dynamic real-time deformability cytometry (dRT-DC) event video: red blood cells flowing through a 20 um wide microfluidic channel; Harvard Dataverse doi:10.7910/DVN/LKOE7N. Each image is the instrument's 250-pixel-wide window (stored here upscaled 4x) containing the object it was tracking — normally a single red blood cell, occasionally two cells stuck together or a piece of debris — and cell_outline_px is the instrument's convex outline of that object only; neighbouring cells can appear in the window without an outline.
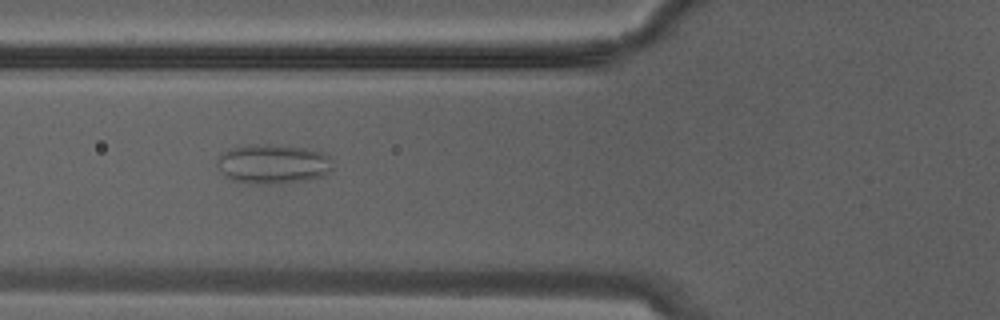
{"species": "Egyptian fruit bat (a non-hibernating species)", "species_latin": "Rousettus aegyptiacus", "temperature_condition": "warm", "stored_images_in_passage": 24, "camera_frame_rate_fps": 3000, "um_per_image_px": 0.085, "animal": {"sex": "male"}, "frame": {"image": 1, "passage_image": 4, "time_ms": 1.0, "image_size_px": [1000, 320], "cell_outline_px": [[332, 168], [328, 172], [320, 176], [308, 180], [280, 184], [252, 184], [232, 180], [216, 164], [216, 160], [224, 152], [232, 148], [252, 144], [268, 144], [304, 148], [324, 152], [332, 160]], "centroid_in_image_um": [23.23, 13.94], "position_along_channel_um": 102.6, "area_um2": 26.53}}
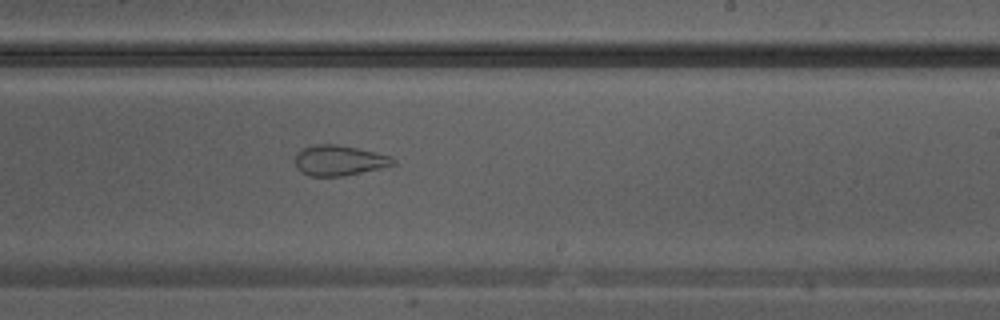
{"frame": {"image": 2, "passage_image": 11, "time_ms": 3.333, "image_size_px": [1000, 320], "cell_outline_px": [[396, 164], [380, 168], [340, 176], [308, 176], [300, 172], [296, 168], [296, 152], [304, 148], [316, 144], [336, 144], [356, 148], [388, 156], [396, 160]], "centroid_in_image_um": [28.77, 13.64], "position_along_channel_um": 260.2, "area_um2": 17.05}}
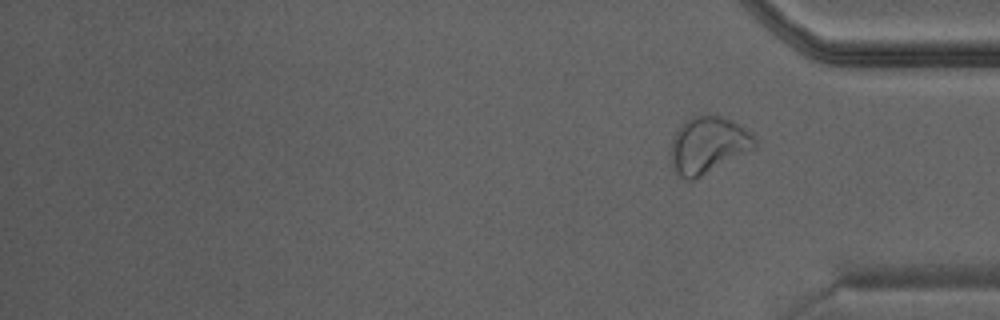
{"frame": {"image": 3, "passage_image": 24, "time_ms": 7.667, "image_size_px": [1000, 320], "cell_outline_px": [[756, 148], [696, 180], [688, 180], [676, 176], [672, 168], [672, 140], [676, 132], [684, 120], [692, 116], [720, 116], [732, 120], [744, 128], [756, 140]], "centroid_in_image_um": [60.18, 12.37], "position_along_channel_um": 375.0, "area_um2": 27.8}}